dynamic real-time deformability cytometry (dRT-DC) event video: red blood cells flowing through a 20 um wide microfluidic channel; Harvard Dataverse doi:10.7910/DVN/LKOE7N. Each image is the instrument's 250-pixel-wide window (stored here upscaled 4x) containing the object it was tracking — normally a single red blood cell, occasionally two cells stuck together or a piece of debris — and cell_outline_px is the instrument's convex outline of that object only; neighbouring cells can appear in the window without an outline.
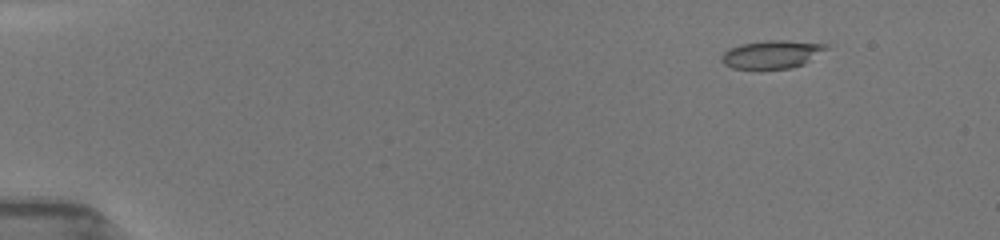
{"species": "common noctule bat (a hibernating species)", "species_latin": "Nyctalus noctula", "temperature_condition": "room temperature", "stored_images_in_passage": 41, "camera_frame_rate_fps": 3000, "um_per_image_px": 0.085, "animal": {"sex": "female", "body_mass_g": 19.5, "forearm_length_mm": 54.1}, "frame": {"image": 1, "passage_image": 5, "time_ms": 1.667, "image_size_px": [1000, 240], "cell_outline_px": [[832, 44], [828, 48], [804, 64], [792, 68], [760, 72], [732, 68], [724, 64], [720, 60], [720, 56], [728, 48], [740, 44], [764, 40], [784, 40]], "centroid_in_image_um": [65.56, 4.66], "position_along_channel_um": 19.4, "area_um2": 18.09}}
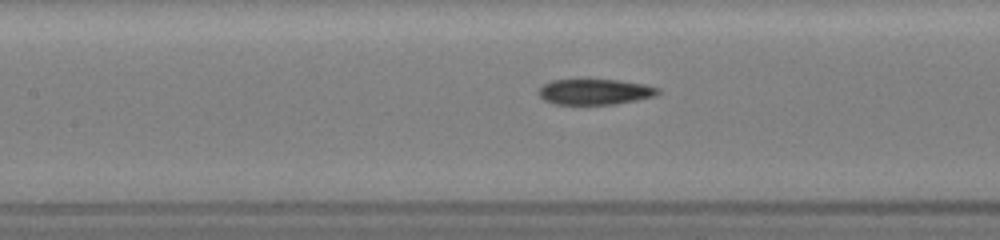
{"frame": {"image": 2, "passage_image": 18, "time_ms": 8.0, "image_size_px": [1000, 240], "cell_outline_px": [[660, 92], [656, 96], [616, 104], [556, 104], [544, 100], [536, 92], [544, 84], [552, 80], [616, 80], [644, 84], [660, 88]], "centroid_in_image_um": [50.58, 7.81], "position_along_channel_um": 156.8, "area_um2": 17.74}}
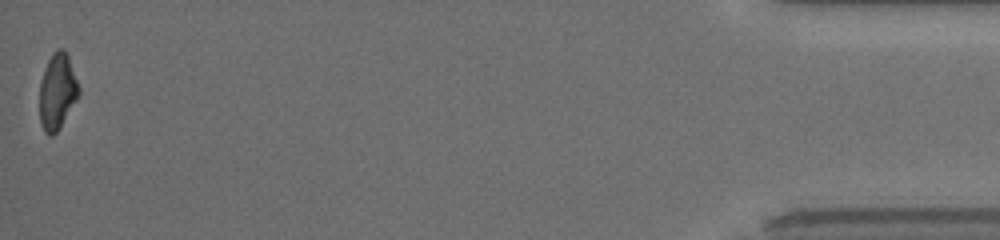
{"frame": {"image": 3, "passage_image": 41, "time_ms": 17.0, "image_size_px": [1000, 240], "cell_outline_px": [[80, 96], [60, 128], [52, 136], [48, 136], [44, 132], [40, 124], [40, 80], [44, 68], [52, 52], [56, 48], [64, 48], [68, 56], [80, 88]], "centroid_in_image_um": [4.88, 7.79], "position_along_channel_um": 430.3, "area_um2": 17.74}, "authors_computed_cell_mechanics": {"area_um2": 17.9758, "velocity_mm_per_s": 3.9884, "shape_relaxation_time_tau1_ms": 7.6763, "shape_relaxation_time_tau2_ms": 3.4859, "deformation_change_tau1": 0.2221, "deformation_change_tau2": 0.1138}}